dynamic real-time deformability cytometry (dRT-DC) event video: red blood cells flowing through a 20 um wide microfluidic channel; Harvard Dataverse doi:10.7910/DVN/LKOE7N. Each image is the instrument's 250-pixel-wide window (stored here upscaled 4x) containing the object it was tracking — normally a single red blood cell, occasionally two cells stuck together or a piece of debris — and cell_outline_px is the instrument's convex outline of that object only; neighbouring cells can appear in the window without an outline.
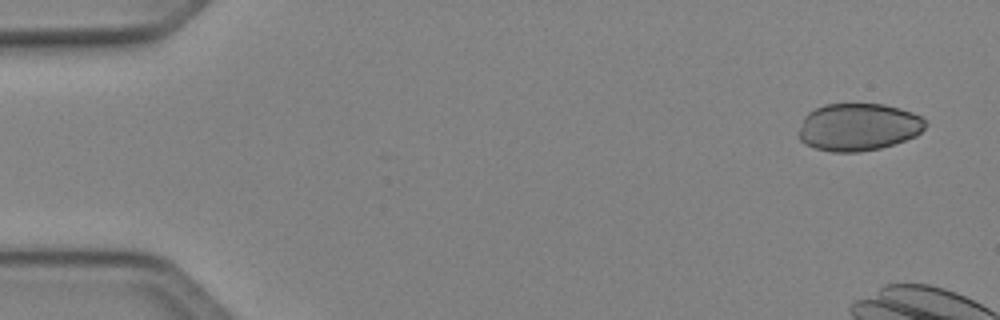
{"species": "Egyptian fruit bat (a non-hibernating species)", "species_latin": "Rousettus aegyptiacus", "temperature_condition": "cold", "stored_images_in_passage": 7, "camera_frame_rate_fps": 3000, "um_per_image_px": 0.085, "animal": {"sex": "female"}, "frame": {"image": 1, "passage_image": 1, "time_ms": 0.0, "image_size_px": [1000, 320], "cell_outline_px": [[928, 124], [916, 136], [880, 148], [860, 152], [832, 152], [816, 148], [804, 144], [796, 136], [796, 132], [804, 116], [808, 112], [824, 104], [884, 104], [900, 108], [912, 112], [920, 116]], "centroid_in_image_um": [72.91, 10.8], "position_along_channel_um": 12.1, "area_um2": 35.37}}